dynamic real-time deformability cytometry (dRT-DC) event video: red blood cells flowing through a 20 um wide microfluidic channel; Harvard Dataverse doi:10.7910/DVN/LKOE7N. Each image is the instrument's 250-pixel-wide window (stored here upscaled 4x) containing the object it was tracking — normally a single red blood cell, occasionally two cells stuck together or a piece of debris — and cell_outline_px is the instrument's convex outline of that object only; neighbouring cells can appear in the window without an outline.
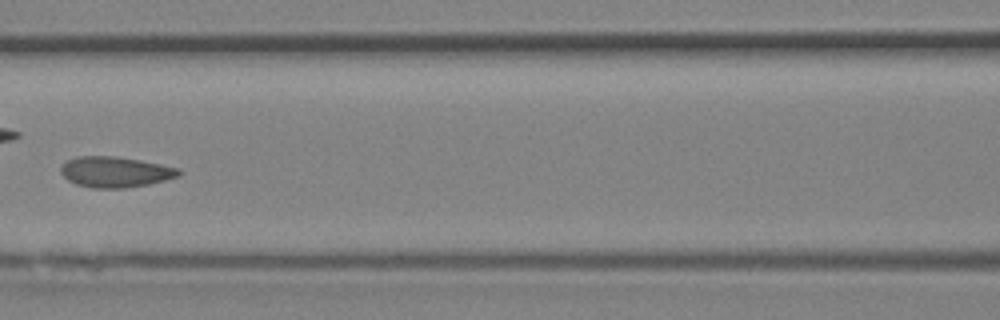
{"species": "Egyptian fruit bat (a non-hibernating species)", "species_latin": "Rousettus aegyptiacus", "temperature_condition": "room temperature", "stored_images_in_passage": 34, "camera_frame_rate_fps": 3000, "um_per_image_px": 0.085, "animal": {"sex": "female"}, "frame": {"image": 1, "passage_image": 15, "time_ms": 4.667, "image_size_px": [1000, 320], "cell_outline_px": [[180, 176], [148, 184], [124, 188], [92, 188], [76, 184], [68, 180], [60, 172], [60, 164], [76, 156], [116, 156], [140, 160], [180, 168]], "centroid_in_image_um": [9.77, 14.61], "position_along_channel_um": 156.8, "area_um2": 21.15}}